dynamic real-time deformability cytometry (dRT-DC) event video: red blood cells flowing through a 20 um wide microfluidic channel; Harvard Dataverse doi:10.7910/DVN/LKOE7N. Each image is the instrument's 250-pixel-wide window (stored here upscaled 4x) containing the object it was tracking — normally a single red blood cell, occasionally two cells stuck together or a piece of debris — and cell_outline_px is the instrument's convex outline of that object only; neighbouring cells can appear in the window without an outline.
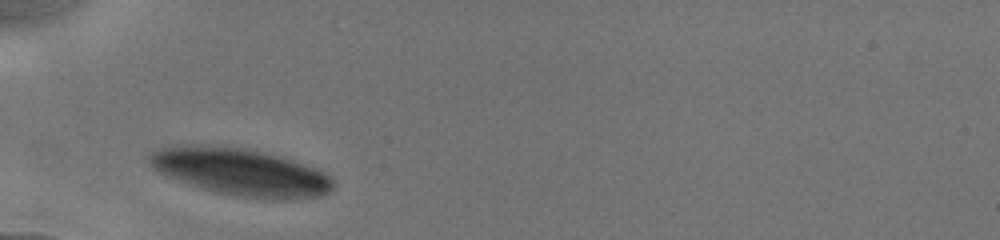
{"species": "human", "species_latin": "Homo sapiens", "temperature_condition": "cold", "stored_images_in_passage": 2, "camera_frame_rate_fps": 3000, "um_per_image_px": 0.085, "donor": {"sex": "male"}, "frame": {"image": 1, "passage_image": 1, "time_ms": 0.0, "image_size_px": [1000, 240], "cell_outline_px": [[336, 184], [332, 192], [324, 196], [280, 200], [268, 200], [236, 196], [216, 192], [200, 188], [168, 176], [152, 168], [148, 164], [148, 156], [152, 152], [160, 148], [176, 144], [240, 148], [264, 152], [280, 156], [316, 168], [332, 176], [336, 180]], "centroid_in_image_um": [20.53, 14.64], "position_along_channel_um": 64.5, "area_um2": 50.98}}
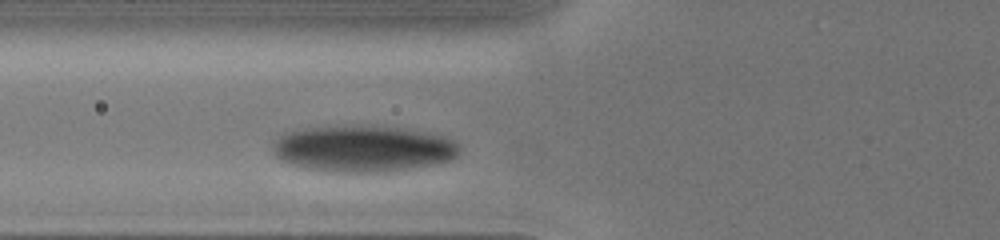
{"frame": {"image": 2, "passage_image": 2, "time_ms": 1.0, "image_size_px": [1000, 240], "cell_outline_px": [[460, 152], [452, 160], [436, 164], [384, 172], [332, 172], [304, 168], [292, 164], [276, 156], [272, 148], [276, 140], [280, 136], [288, 132], [312, 128], [400, 128], [444, 136], [456, 140], [460, 144]], "centroid_in_image_um": [30.94, 12.68], "position_along_channel_um": 94.9, "area_um2": 49.3}}